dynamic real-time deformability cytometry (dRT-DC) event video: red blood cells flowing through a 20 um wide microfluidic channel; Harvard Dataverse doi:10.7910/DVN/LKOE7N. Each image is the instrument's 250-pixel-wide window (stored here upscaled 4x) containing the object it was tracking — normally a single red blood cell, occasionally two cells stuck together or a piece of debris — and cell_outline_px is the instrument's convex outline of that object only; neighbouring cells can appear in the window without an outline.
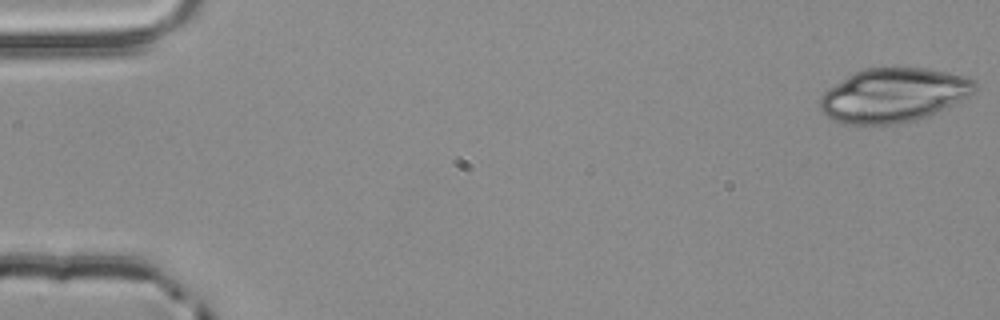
{"species": "common noctule bat (a hibernating species)", "species_latin": "Nyctalus noctula", "temperature_condition": "room temperature", "stored_images_in_passage": 14, "camera_frame_rate_fps": 3000, "um_per_image_px": 0.085, "animal": {"sex": "male", "body_mass_g": 20.4}, "frame": {"image": 1, "passage_image": 1, "time_ms": 0.0, "image_size_px": [1000, 320], "cell_outline_px": [[976, 92], [928, 116], [916, 120], [896, 124], [844, 124], [828, 116], [820, 108], [820, 96], [828, 88], [848, 76], [864, 68], [924, 68], [948, 72], [964, 76], [976, 80]], "centroid_in_image_um": [75.96, 8.09], "position_along_channel_um": 9.0, "area_um2": 48.44}}